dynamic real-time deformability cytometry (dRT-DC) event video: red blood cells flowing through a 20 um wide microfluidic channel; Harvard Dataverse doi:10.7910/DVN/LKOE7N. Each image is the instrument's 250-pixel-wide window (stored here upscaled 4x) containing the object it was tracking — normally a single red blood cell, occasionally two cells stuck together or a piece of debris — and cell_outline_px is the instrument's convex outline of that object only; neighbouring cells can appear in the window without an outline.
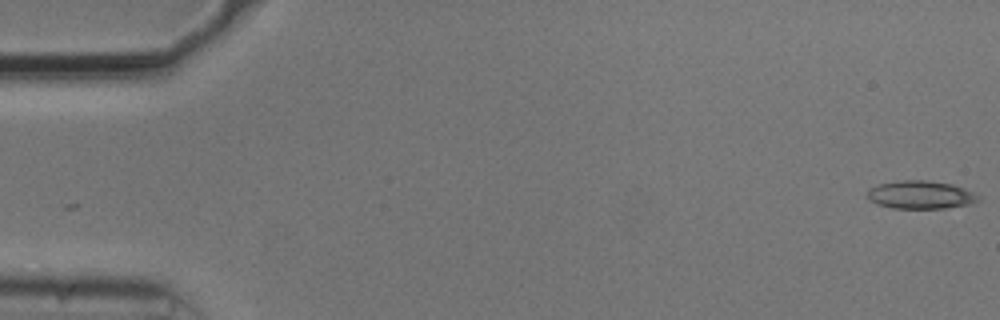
{"species": "common noctule bat (a hibernating species)", "species_latin": "Nyctalus noctula", "temperature_condition": "cold", "stored_images_in_passage": 27, "camera_frame_rate_fps": 3000, "um_per_image_px": 0.085, "animal": {"sex": "male", "body_mass_g": 20.5, "forearm_length_mm": 52.5}, "frame": {"image": 1, "passage_image": 1, "time_ms": 0.0, "image_size_px": [1000, 320], "cell_outline_px": [[980, 200], [968, 204], [944, 208], [892, 208], [876, 204], [868, 200], [868, 188], [880, 184], [900, 180], [928, 180], [952, 184], [964, 188], [980, 196]], "centroid_in_image_um": [78.23, 16.55], "position_along_channel_um": 6.8, "area_um2": 18.15}}
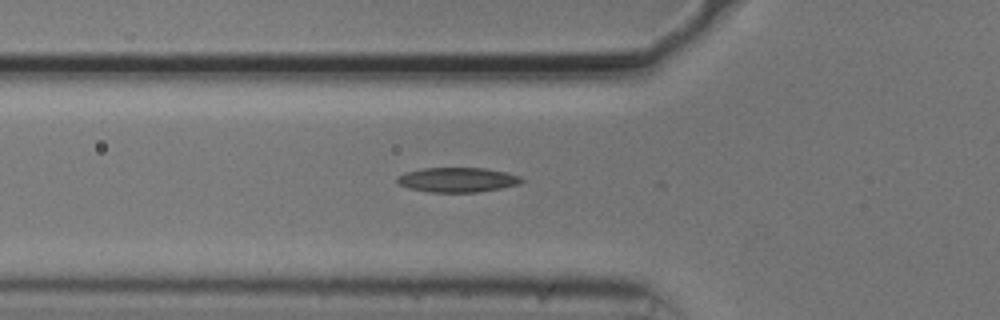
{"frame": {"image": 2, "passage_image": 19, "time_ms": 6.0, "image_size_px": [1000, 320], "cell_outline_px": [[524, 180], [520, 184], [480, 192], [428, 192], [408, 188], [400, 184], [396, 180], [396, 176], [404, 172], [424, 168], [484, 168], [508, 172], [520, 176]], "centroid_in_image_um": [38.88, 15.28], "position_along_channel_um": 86.9, "area_um2": 18.03}}
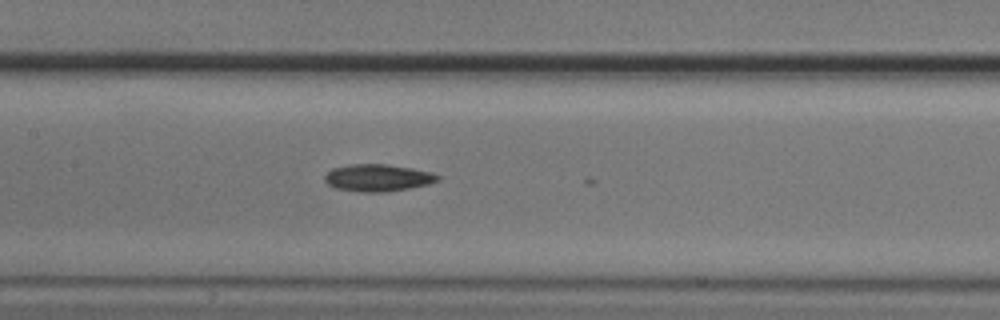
{"frame": {"image": 3, "passage_image": 26, "time_ms": 8.333, "image_size_px": [1000, 320], "cell_outline_px": [[440, 180], [428, 184], [388, 192], [360, 192], [336, 188], [328, 184], [324, 180], [324, 176], [332, 168], [348, 164], [388, 164], [412, 168], [432, 172], [440, 176]], "centroid_in_image_um": [32.11, 15.11], "position_along_channel_um": 175.3, "area_um2": 17.98}}